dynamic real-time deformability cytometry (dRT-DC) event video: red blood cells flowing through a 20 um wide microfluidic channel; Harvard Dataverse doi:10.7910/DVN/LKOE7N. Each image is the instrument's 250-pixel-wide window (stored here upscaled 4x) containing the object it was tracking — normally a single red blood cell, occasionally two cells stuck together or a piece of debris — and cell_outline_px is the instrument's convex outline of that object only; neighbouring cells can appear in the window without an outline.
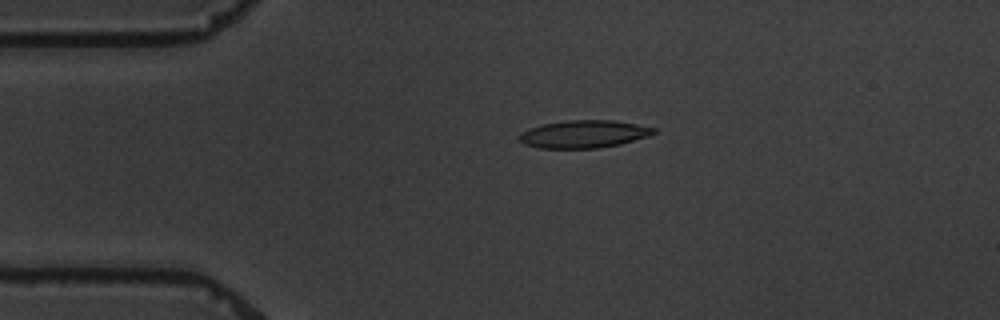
{"species": "common noctule bat (a hibernating species)", "species_latin": "Nyctalus noctula", "temperature_condition": "warm", "stored_images_in_passage": 5, "camera_frame_rate_fps": 3000, "um_per_image_px": 0.085, "animal": {"sex": "male", "body_mass_g": 19.5, "forearm_length_mm": 54.6}, "frame": {"image": 1, "passage_image": 4, "time_ms": 3.333, "image_size_px": [1000, 320], "cell_outline_px": [[656, 132], [648, 136], [620, 144], [600, 148], [536, 148], [524, 144], [520, 140], [520, 136], [524, 132], [532, 128], [544, 124], [568, 120], [612, 120], [636, 124], [656, 128]], "centroid_in_image_um": [49.66, 11.4], "position_along_channel_um": 35.3, "area_um2": 21.39}}